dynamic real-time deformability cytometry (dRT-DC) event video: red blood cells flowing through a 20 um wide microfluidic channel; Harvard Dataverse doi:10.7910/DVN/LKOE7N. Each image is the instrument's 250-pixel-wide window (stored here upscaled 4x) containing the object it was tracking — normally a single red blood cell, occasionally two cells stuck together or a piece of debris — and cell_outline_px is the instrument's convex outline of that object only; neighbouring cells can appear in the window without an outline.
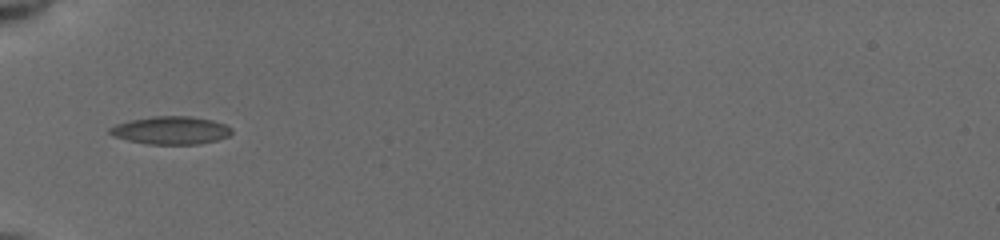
{"species": "common noctule bat (a hibernating species)", "species_latin": "Nyctalus noctula", "temperature_condition": "cold", "stored_images_in_passage": 21, "camera_frame_rate_fps": 3000, "um_per_image_px": 0.085, "animal": {"sex": "female", "body_mass_g": 19.5, "forearm_length_mm": 54.1}, "frame": {"image": 1, "passage_image": 10, "time_ms": 7.0, "image_size_px": [1000, 240], "cell_outline_px": [[232, 132], [228, 136], [216, 140], [196, 144], [148, 144], [128, 140], [112, 136], [108, 132], [108, 128], [116, 124], [132, 120], [152, 116], [192, 116], [212, 120], [224, 124], [232, 128]], "centroid_in_image_um": [14.51, 11.07], "position_along_channel_um": 70.5, "area_um2": 19.77}}
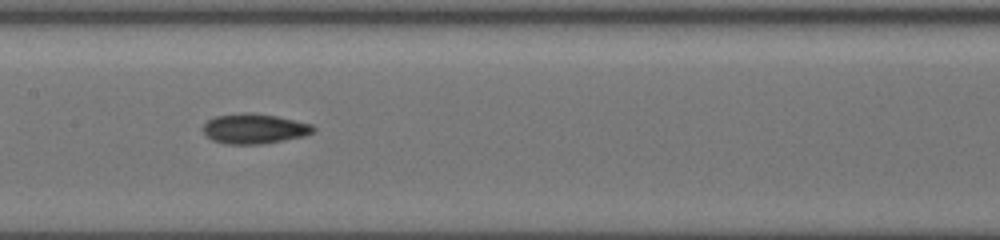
{"frame": {"image": 2, "passage_image": 14, "time_ms": 10.0, "image_size_px": [1000, 240], "cell_outline_px": [[316, 128], [312, 132], [304, 136], [256, 144], [228, 144], [212, 140], [204, 132], [204, 124], [208, 120], [216, 116], [244, 112], [252, 112], [276, 116], [312, 124]], "centroid_in_image_um": [21.61, 10.92], "position_along_channel_um": 185.8, "area_um2": 18.96}}
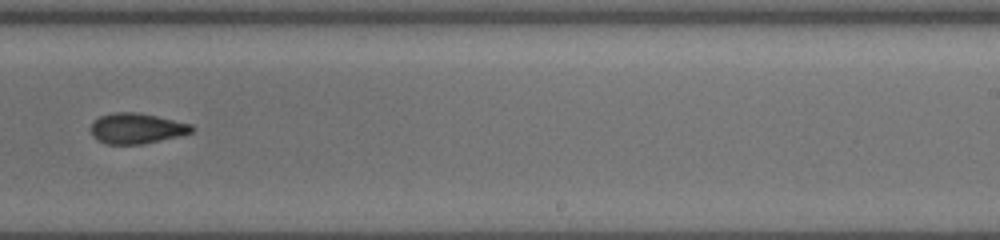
{"frame": {"image": 3, "passage_image": 19, "time_ms": 12.333, "image_size_px": [1000, 240], "cell_outline_px": [[196, 128], [192, 132], [144, 144], [108, 144], [96, 140], [92, 136], [92, 120], [100, 116], [112, 112], [136, 112], [156, 116], [192, 124]], "centroid_in_image_um": [11.59, 10.91], "position_along_channel_um": 277.4, "area_um2": 17.92}}